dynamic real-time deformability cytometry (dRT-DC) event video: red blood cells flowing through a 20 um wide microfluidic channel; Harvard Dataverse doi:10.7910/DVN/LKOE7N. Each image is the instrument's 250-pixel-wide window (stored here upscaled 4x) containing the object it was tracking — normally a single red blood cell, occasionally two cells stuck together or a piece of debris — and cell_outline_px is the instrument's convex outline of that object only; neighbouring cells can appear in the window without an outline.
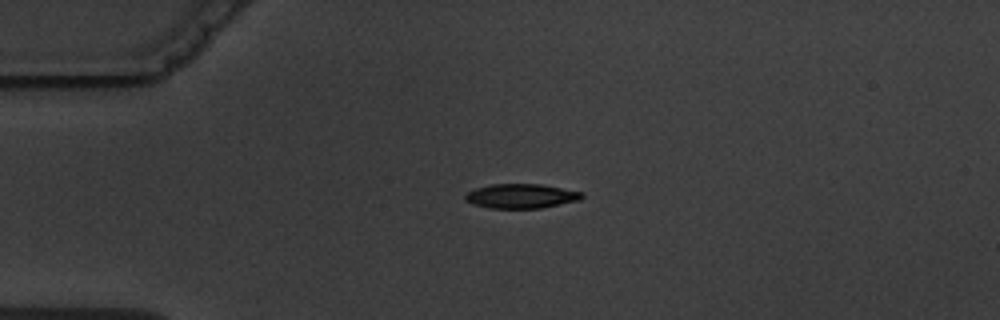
{"species": "common noctule bat (a hibernating species)", "species_latin": "Nyctalus noctula", "temperature_condition": "warm", "stored_images_in_passage": 2, "camera_frame_rate_fps": 3000, "um_per_image_px": 0.085, "animal": {"sex": "male", "body_mass_g": 19.5, "forearm_length_mm": 54.6}, "frame": {"image": 1, "passage_image": 1, "time_ms": 0.0, "image_size_px": [1000, 320], "cell_outline_px": [[584, 196], [580, 200], [540, 208], [488, 208], [472, 204], [464, 200], [464, 196], [468, 192], [476, 188], [492, 184], [540, 184], [584, 192]], "centroid_in_image_um": [44.29, 16.67], "position_along_channel_um": 40.7, "area_um2": 16.65}}